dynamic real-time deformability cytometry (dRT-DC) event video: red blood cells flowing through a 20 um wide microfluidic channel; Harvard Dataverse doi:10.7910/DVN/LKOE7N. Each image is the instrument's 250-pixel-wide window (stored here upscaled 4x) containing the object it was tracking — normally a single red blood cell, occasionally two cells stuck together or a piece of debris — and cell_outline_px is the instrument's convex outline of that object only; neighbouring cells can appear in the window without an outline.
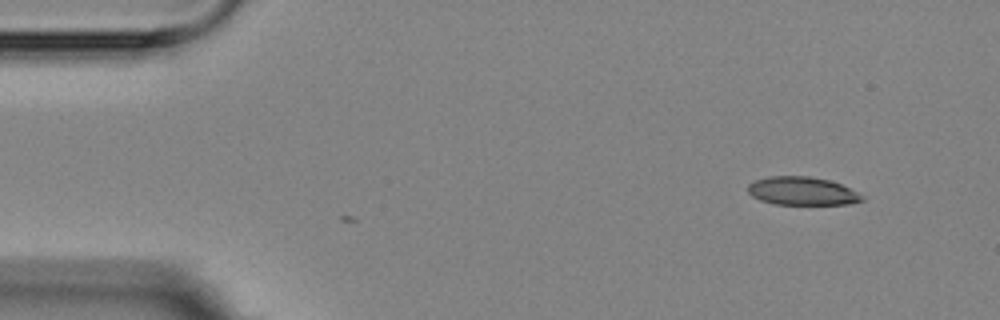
{"species": "Egyptian fruit bat (a non-hibernating species)", "species_latin": "Rousettus aegyptiacus", "temperature_condition": "room temperature", "stored_images_in_passage": 3, "camera_frame_rate_fps": 3000, "um_per_image_px": 0.085, "animal": {"sex": "female"}, "frame": {"image": 1, "passage_image": 3, "time_ms": 2.0, "image_size_px": [1000, 320], "cell_outline_px": [[864, 200], [848, 204], [776, 204], [760, 200], [752, 196], [748, 192], [748, 184], [756, 180], [768, 176], [808, 176], [828, 180], [840, 184], [864, 196]], "centroid_in_image_um": [68.16, 16.24], "position_along_channel_um": 16.8, "area_um2": 18.61}}